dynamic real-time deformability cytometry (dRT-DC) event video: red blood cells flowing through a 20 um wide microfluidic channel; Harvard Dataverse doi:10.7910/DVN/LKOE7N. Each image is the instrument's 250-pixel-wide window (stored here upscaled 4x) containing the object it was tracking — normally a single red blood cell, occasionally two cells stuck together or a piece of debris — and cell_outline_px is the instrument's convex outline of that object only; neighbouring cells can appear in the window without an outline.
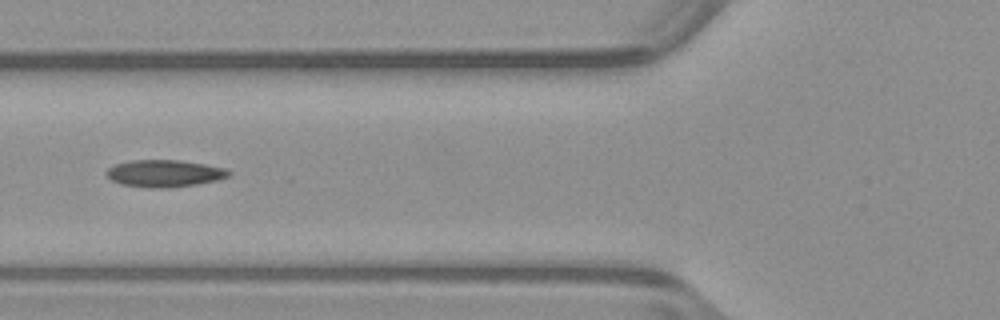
{"species": "common noctule bat (a hibernating species)", "species_latin": "Nyctalus noctula", "temperature_condition": "warm", "stored_images_in_passage": 24, "camera_frame_rate_fps": 3000, "um_per_image_px": 0.085, "animal": {"sex": "male", "body_mass_g": 23.1, "forearm_length_mm": 52.7}, "frame": {"image": 1, "passage_image": 8, "time_ms": 2.333, "image_size_px": [1000, 320], "cell_outline_px": [[232, 172], [228, 176], [220, 180], [172, 188], [148, 188], [120, 184], [112, 180], [104, 172], [108, 168], [116, 164], [132, 160], [180, 160], [228, 168]], "centroid_in_image_um": [14.01, 14.74], "position_along_channel_um": 111.8, "area_um2": 19.54}}
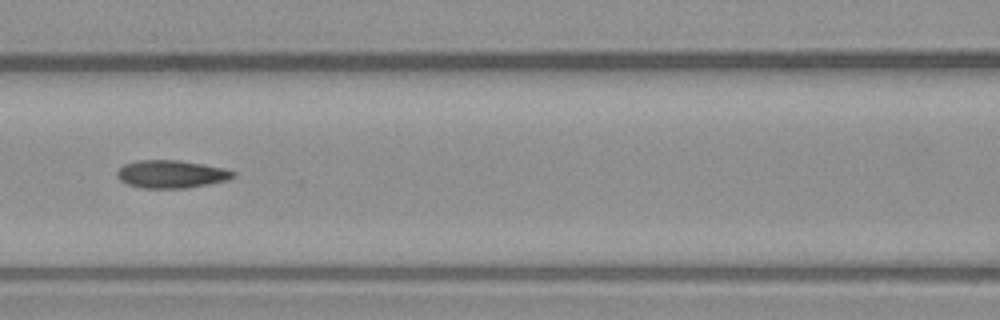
{"frame": {"image": 2, "passage_image": 11, "time_ms": 3.333, "image_size_px": [1000, 320], "cell_outline_px": [[236, 176], [228, 180], [208, 184], [184, 188], [144, 188], [128, 184], [120, 180], [116, 176], [116, 172], [124, 164], [136, 160], [180, 160], [224, 168], [236, 172]], "centroid_in_image_um": [14.56, 14.79], "position_along_channel_um": 152.0, "area_um2": 18.84}}
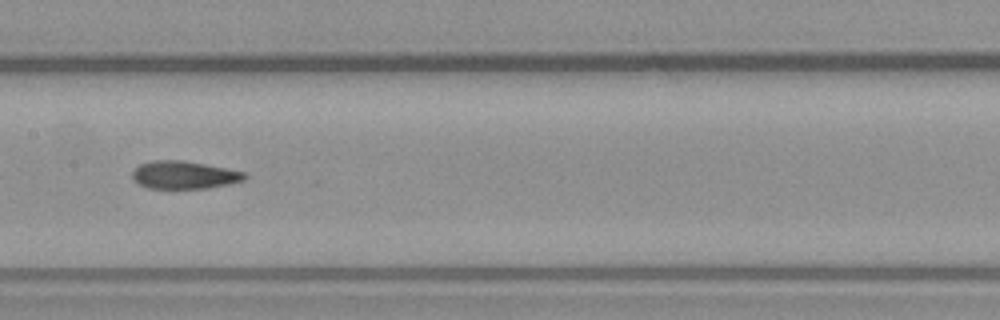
{"frame": {"image": 3, "passage_image": 14, "time_ms": 4.333, "image_size_px": [1000, 320], "cell_outline_px": [[248, 176], [244, 180], [228, 184], [208, 188], [148, 188], [140, 184], [132, 176], [132, 172], [140, 164], [152, 160], [184, 160], [244, 172]], "centroid_in_image_um": [15.65, 14.86], "position_along_channel_um": 191.7, "area_um2": 17.98}}